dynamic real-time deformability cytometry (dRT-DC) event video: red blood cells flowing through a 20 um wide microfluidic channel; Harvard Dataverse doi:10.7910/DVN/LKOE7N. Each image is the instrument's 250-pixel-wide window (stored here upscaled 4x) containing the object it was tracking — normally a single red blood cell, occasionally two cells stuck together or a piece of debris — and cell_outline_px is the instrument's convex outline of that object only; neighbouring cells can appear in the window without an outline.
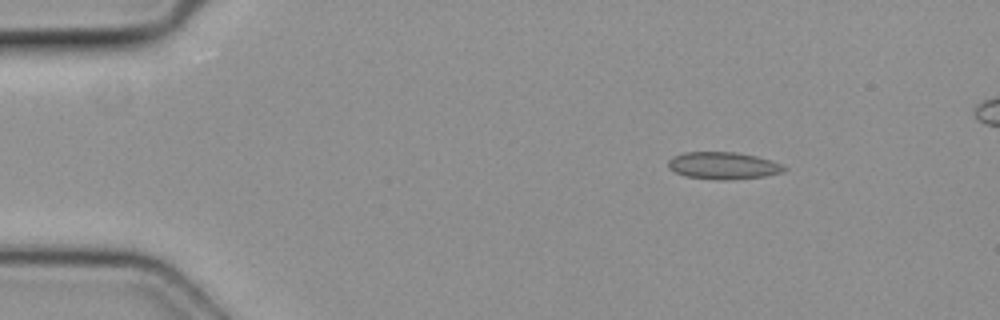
{"species": "common noctule bat (a hibernating species)", "species_latin": "Nyctalus noctula", "temperature_condition": "cold", "stored_images_in_passage": 4, "camera_frame_rate_fps": 3000, "um_per_image_px": 0.085, "animal": {"sex": "female", "body_mass_g": 19.3, "forearm_length_mm": 54.1}, "frame": {"image": 1, "passage_image": 2, "time_ms": 0.333, "image_size_px": [1000, 320], "cell_outline_px": [[788, 168], [784, 172], [764, 176], [724, 180], [684, 176], [668, 168], [668, 160], [672, 156], [684, 152], [736, 152], [756, 156], [784, 164]], "centroid_in_image_um": [61.48, 14.07], "position_along_channel_um": 23.5, "area_um2": 18.38}}
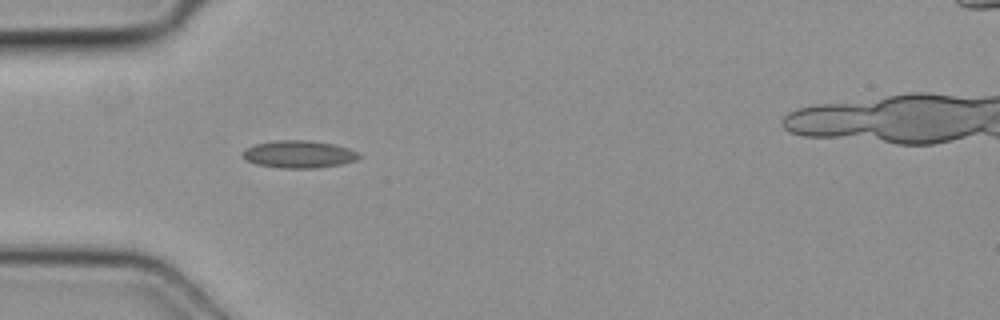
{"frame": {"image": 2, "passage_image": 4, "time_ms": 1.0, "image_size_px": [1000, 320], "cell_outline_px": [[364, 156], [356, 160], [340, 164], [316, 168], [280, 168], [256, 164], [248, 160], [244, 156], [244, 148], [256, 144], [276, 140], [308, 140], [336, 144], [360, 152]], "centroid_in_image_um": [25.47, 13.1], "position_along_channel_um": 59.5, "area_um2": 18.67}}